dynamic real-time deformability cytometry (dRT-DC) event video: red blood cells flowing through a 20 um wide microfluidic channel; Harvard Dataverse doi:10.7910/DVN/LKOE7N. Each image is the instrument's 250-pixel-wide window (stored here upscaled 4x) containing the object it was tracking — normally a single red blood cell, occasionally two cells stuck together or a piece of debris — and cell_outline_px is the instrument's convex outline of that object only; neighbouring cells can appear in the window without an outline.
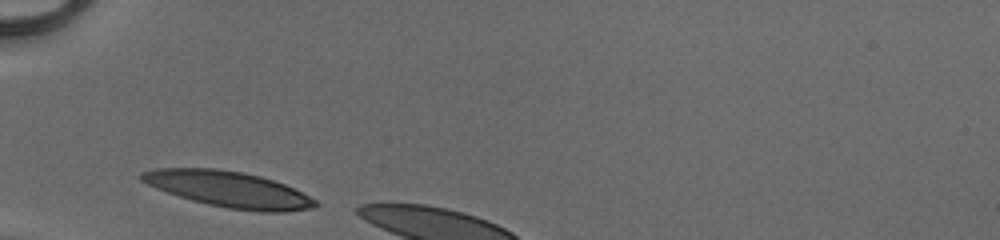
{"species": "human", "species_latin": "Homo sapiens", "temperature_condition": "cold", "stored_images_in_passage": 4, "camera_frame_rate_fps": 3000, "um_per_image_px": 0.085, "donor": {"sex": "male"}, "frame": {"image": 1, "passage_image": 1, "time_ms": 0.0, "image_size_px": [1000, 240], "cell_outline_px": [[320, 204], [312, 208], [284, 212], [260, 212], [228, 208], [208, 204], [192, 200], [156, 188], [140, 180], [140, 172], [156, 168], [216, 168], [240, 172], [260, 176], [284, 184], [316, 200]], "centroid_in_image_um": [19.43, 16.09], "position_along_channel_um": 65.6, "area_um2": 36.01}}